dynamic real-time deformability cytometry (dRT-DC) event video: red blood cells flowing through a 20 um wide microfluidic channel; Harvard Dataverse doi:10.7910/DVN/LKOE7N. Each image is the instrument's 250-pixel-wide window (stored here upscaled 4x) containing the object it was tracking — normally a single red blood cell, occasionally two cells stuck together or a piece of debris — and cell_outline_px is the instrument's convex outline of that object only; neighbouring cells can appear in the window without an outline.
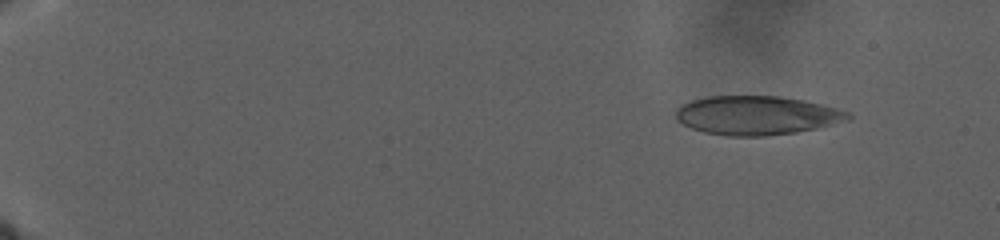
{"species": "human", "species_latin": "Homo sapiens", "temperature_condition": "warm", "stored_images_in_passage": 116, "camera_frame_rate_fps": 3000, "um_per_image_px": 0.085, "donor": {"sex": "male"}, "frame": {"image": 1, "passage_image": 9, "time_ms": 4.0, "image_size_px": [1000, 240], "cell_outline_px": [[852, 116], [848, 120], [816, 128], [796, 132], [768, 136], [728, 136], [704, 132], [692, 128], [676, 120], [676, 108], [680, 104], [692, 100], [708, 96], [780, 96], [804, 100], [824, 104], [852, 112]], "centroid_in_image_um": [64.34, 9.8], "position_along_channel_um": 20.7, "area_um2": 39.36}}
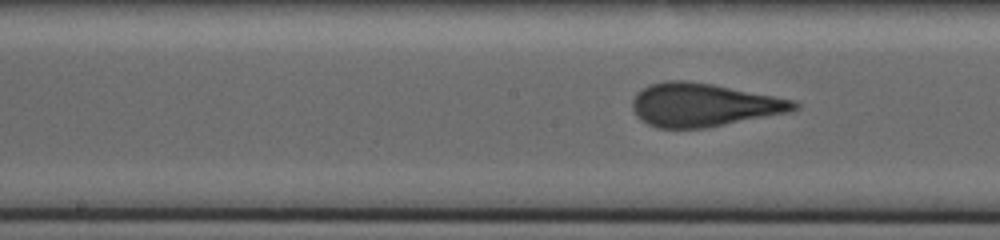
{"frame": {"image": 2, "passage_image": 71, "time_ms": 21.0, "image_size_px": [1000, 240], "cell_outline_px": [[800, 108], [792, 112], [704, 128], [656, 128], [640, 120], [636, 116], [632, 108], [632, 100], [636, 92], [648, 84], [664, 80], [684, 80], [712, 84], [796, 100], [800, 104]], "centroid_in_image_um": [59.8, 8.91], "position_along_channel_um": 188.4, "area_um2": 41.21}}
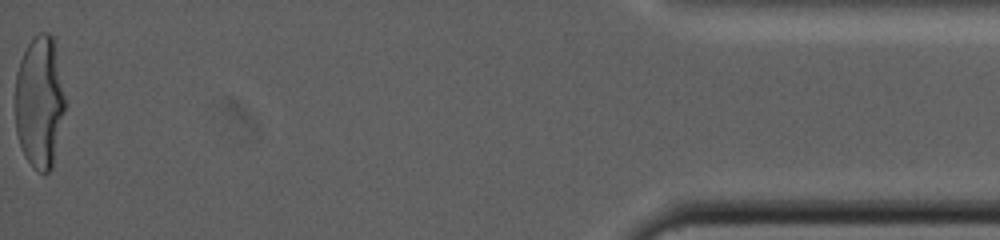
{"frame": {"image": 3, "passage_image": 116, "time_ms": 37.0, "image_size_px": [1000, 240], "cell_outline_px": [[64, 112], [52, 168], [48, 172], [40, 172], [24, 156], [16, 132], [16, 72], [20, 60], [28, 44], [40, 32], [48, 32], [56, 36], [64, 96]], "centroid_in_image_um": [3.38, 8.6], "position_along_channel_um": 431.8, "area_um2": 38.44}}